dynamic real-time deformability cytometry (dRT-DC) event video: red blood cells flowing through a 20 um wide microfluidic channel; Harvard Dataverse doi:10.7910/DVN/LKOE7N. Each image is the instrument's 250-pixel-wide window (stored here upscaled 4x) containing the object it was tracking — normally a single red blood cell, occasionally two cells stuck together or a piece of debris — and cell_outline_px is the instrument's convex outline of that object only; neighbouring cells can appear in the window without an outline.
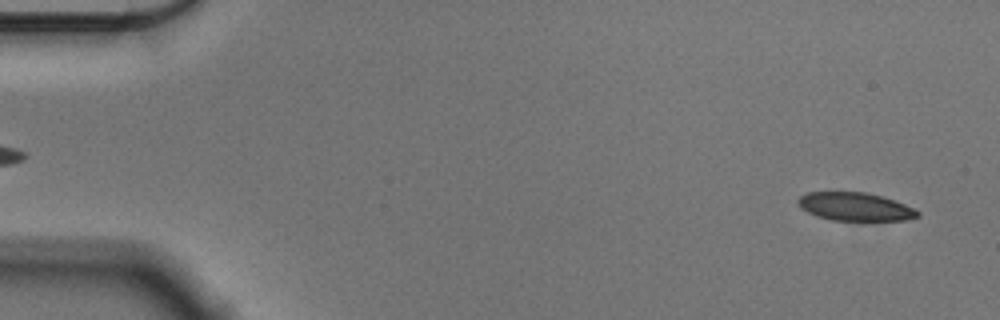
{"species": "Egyptian fruit bat (a non-hibernating species)", "species_latin": "Rousettus aegyptiacus", "temperature_condition": "cold", "stored_images_in_passage": 55, "camera_frame_rate_fps": 3000, "um_per_image_px": 0.085, "animal": {"sex": "male"}, "frame": {"image": 1, "passage_image": 2, "time_ms": 0.333, "image_size_px": [1000, 320], "cell_outline_px": [[920, 216], [904, 220], [832, 220], [816, 216], [800, 208], [796, 200], [800, 196], [808, 192], [868, 192], [884, 196], [904, 204], [920, 212]], "centroid_in_image_um": [72.66, 17.56], "position_along_channel_um": 12.3, "area_um2": 19.71}}
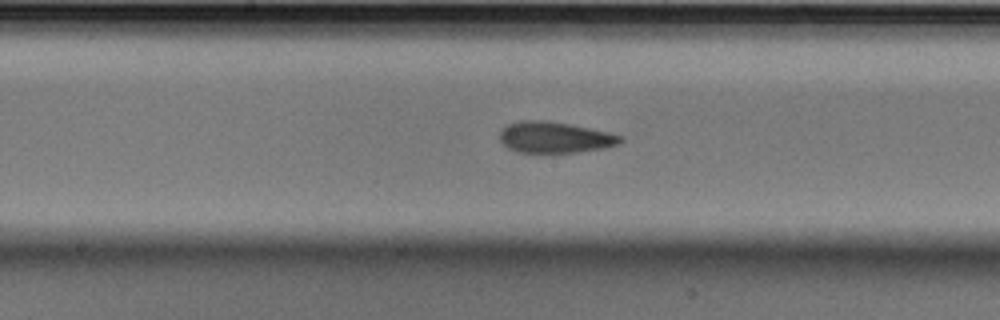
{"frame": {"image": 2, "passage_image": 28, "time_ms": 9.0, "image_size_px": [1000, 320], "cell_outline_px": [[624, 140], [616, 144], [604, 148], [576, 152], [520, 152], [508, 148], [500, 140], [500, 132], [508, 124], [520, 120], [548, 120], [608, 132], [620, 136]], "centroid_in_image_um": [47.13, 11.67], "position_along_channel_um": 201.1, "area_um2": 21.56}}
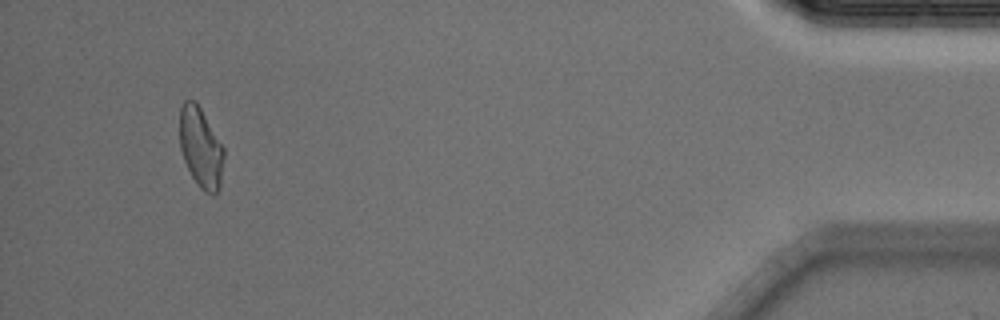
{"frame": {"image": 3, "passage_image": 52, "time_ms": 17.0, "image_size_px": [1000, 320], "cell_outline_px": [[224, 156], [220, 188], [212, 196], [204, 192], [200, 188], [192, 176], [184, 160], [180, 148], [180, 104], [184, 100], [196, 100], [224, 148]], "centroid_in_image_um": [17.07, 12.54], "position_along_channel_um": 418.1, "area_um2": 20.75}, "authors_computed_cell_mechanics": {"area_um2": 21.5594, "velocity_mm_per_s": 3.5686, "shape_relaxation_time_tau1_ms": 4.8786, "shape_relaxation_time_tau2_ms": 2.3879, "deformation_change_tau1": 0.1333, "deformation_change_tau2": 0.0781}}